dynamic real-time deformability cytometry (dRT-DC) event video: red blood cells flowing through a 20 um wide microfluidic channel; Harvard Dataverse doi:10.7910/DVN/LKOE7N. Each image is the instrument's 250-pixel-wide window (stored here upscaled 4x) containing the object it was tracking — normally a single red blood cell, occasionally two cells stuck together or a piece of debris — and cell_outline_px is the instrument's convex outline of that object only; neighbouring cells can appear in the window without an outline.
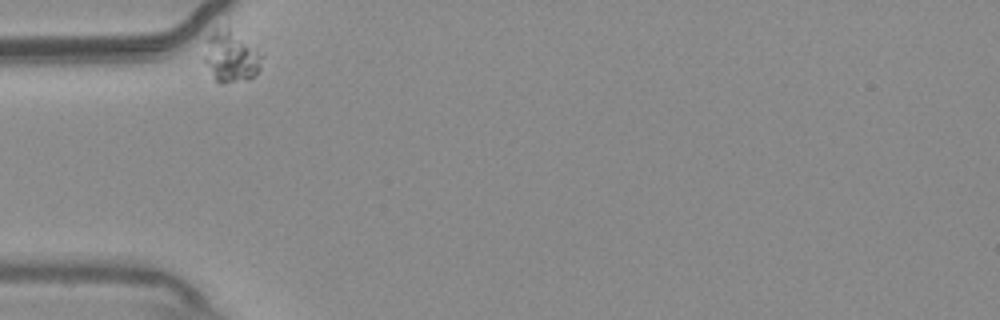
{"species": "common noctule bat (a hibernating species)", "species_latin": "Nyctalus noctula", "temperature_condition": "warm", "stored_images_in_passage": 13, "camera_frame_rate_fps": 3000, "um_per_image_px": 0.085, "animal": {"sex": "male", "body_mass_g": 20.4}, "frame": {"image": 1, "passage_image": 1, "time_ms": 0.0, "image_size_px": [1000, 320], "cell_outline_px": [[264, 56], [260, 68], [248, 80], [220, 84], [216, 80], [204, 60], [204, 56], [208, 36], [216, 28], [228, 28], [256, 48]], "centroid_in_image_um": [19.65, 4.83], "position_along_channel_um": 65.4, "area_um2": 16.94}}
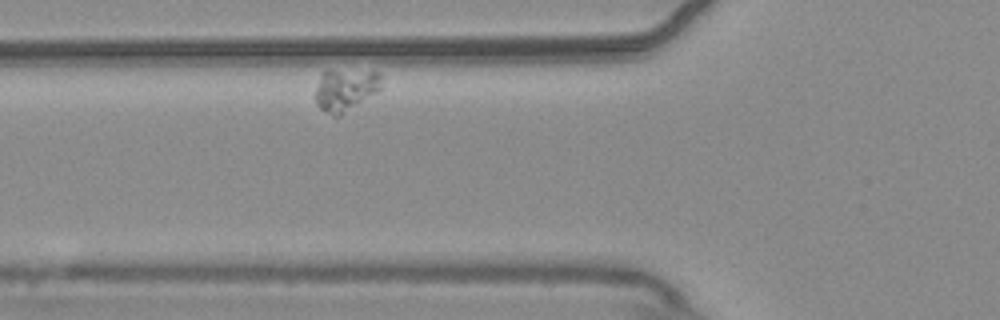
{"frame": {"image": 2, "passage_image": 5, "time_ms": 1.333, "image_size_px": [1000, 320], "cell_outline_px": [[380, 88], [376, 92], [340, 116], [332, 116], [320, 108], [316, 104], [316, 88], [320, 76], [328, 68], [380, 72]], "centroid_in_image_um": [29.33, 7.6], "position_along_channel_um": 96.5, "area_um2": 16.3}}
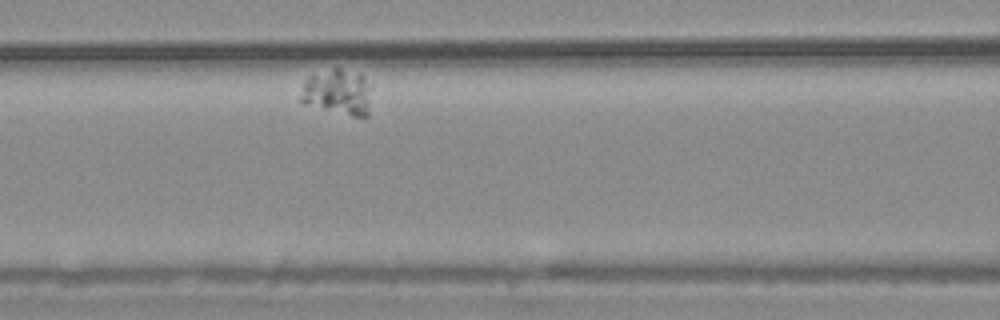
{"frame": {"image": 3, "passage_image": 10, "time_ms": 3.0, "image_size_px": [1000, 320], "cell_outline_px": [[372, 84], [368, 116], [352, 116], [300, 104], [300, 96], [304, 84], [308, 76], [336, 68], [340, 68], [364, 76]], "centroid_in_image_um": [28.72, 7.85], "position_along_channel_um": 137.9, "area_um2": 19.07}}